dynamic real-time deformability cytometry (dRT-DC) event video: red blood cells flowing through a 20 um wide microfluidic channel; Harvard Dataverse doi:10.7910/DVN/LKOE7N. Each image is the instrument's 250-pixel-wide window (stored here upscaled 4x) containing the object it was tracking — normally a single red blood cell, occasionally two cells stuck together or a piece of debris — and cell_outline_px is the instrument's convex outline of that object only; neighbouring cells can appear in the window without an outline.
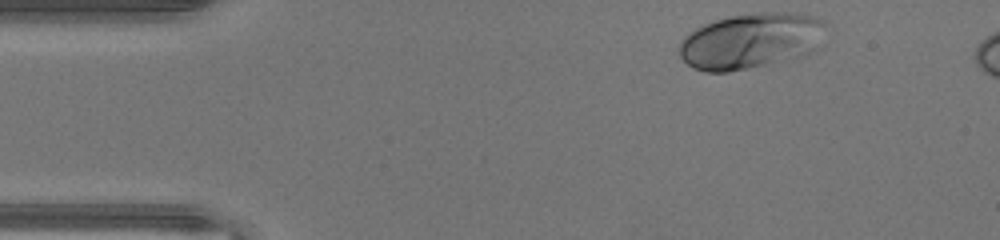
{"species": "human", "species_latin": "Homo sapiens", "temperature_condition": "warm", "stored_images_in_passage": 33, "camera_frame_rate_fps": 3000, "um_per_image_px": 0.085, "donor": {"sex": "male"}, "frame": {"image": 1, "passage_image": 1, "time_ms": 0.0, "image_size_px": [1000, 240], "cell_outline_px": [[832, 28], [820, 48], [796, 56], [748, 68], [728, 72], [704, 72], [692, 68], [680, 56], [680, 40], [688, 32], [704, 24], [716, 20], [732, 16], [756, 12], [788, 12], [816, 16], [824, 20]], "centroid_in_image_um": [63.91, 3.44], "position_along_channel_um": 21.1, "area_um2": 48.09}}
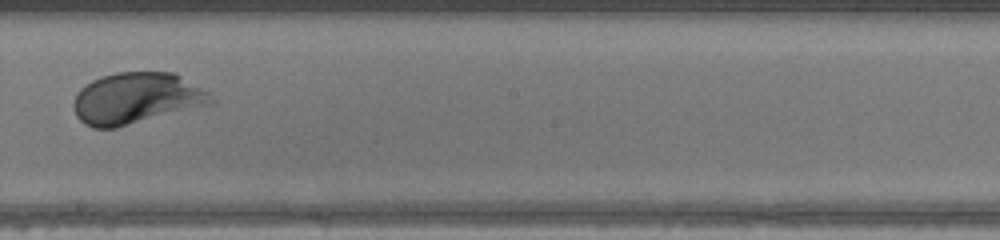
{"frame": {"image": 2, "passage_image": 21, "time_ms": 6.667, "image_size_px": [1000, 240], "cell_outline_px": [[216, 104], [116, 128], [92, 128], [84, 124], [76, 116], [72, 104], [76, 92], [84, 84], [92, 80], [116, 72], [176, 72], [208, 92], [216, 100]], "centroid_in_image_um": [11.62, 8.37], "position_along_channel_um": 236.6, "area_um2": 41.85}}
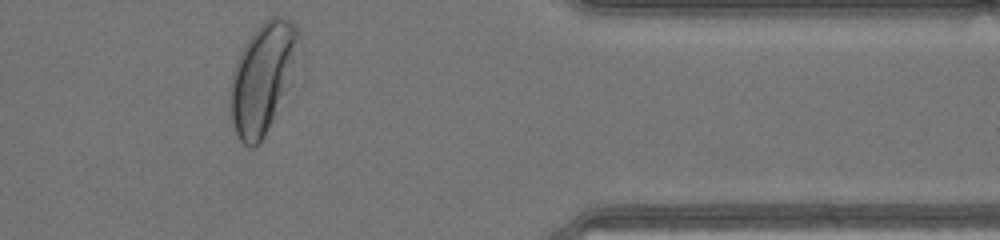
{"frame": {"image": 3, "passage_image": 33, "time_ms": 10.667, "image_size_px": [1000, 240], "cell_outline_px": [[300, 40], [296, 64], [292, 84], [264, 136], [252, 148], [244, 144], [240, 140], [232, 124], [228, 112], [228, 92], [232, 72], [236, 60], [240, 52], [256, 28], [268, 16], [284, 16], [292, 20], [296, 24], [300, 32]], "centroid_in_image_um": [22.33, 6.58], "position_along_channel_um": 389.1, "area_um2": 45.03}, "authors_computed_cell_mechanics": {"area_um2": 41.3848, "velocity_mm_per_s": 4.4223, "shape_relaxation_time_tau1_ms": 1.888, "shape_relaxation_time_tau2_ms": null, "deformation_change_tau1": 0.1544, "deformation_change_tau2": null}}